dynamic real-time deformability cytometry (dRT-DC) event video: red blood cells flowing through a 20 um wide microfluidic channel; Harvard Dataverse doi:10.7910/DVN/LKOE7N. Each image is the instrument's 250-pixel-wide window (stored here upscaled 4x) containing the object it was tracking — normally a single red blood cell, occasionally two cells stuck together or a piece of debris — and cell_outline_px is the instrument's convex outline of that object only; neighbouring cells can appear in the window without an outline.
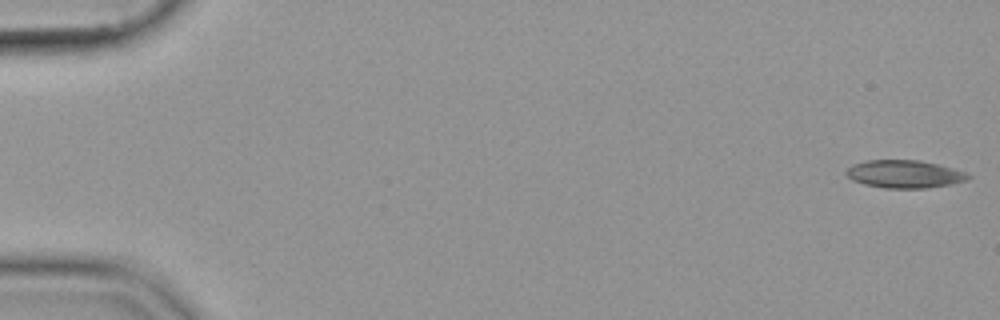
{"species": "common noctule bat (a hibernating species)", "species_latin": "Nyctalus noctula", "temperature_condition": "cold", "stored_images_in_passage": 54, "camera_frame_rate_fps": 3000, "um_per_image_px": 0.085, "animal": {"sex": "female", "body_mass_g": 19.9}, "frame": {"image": 1, "passage_image": 1, "time_ms": 0.0, "image_size_px": [1000, 320], "cell_outline_px": [[972, 176], [968, 180], [948, 184], [924, 188], [884, 188], [864, 184], [852, 180], [844, 172], [848, 168], [856, 164], [868, 160], [920, 160], [952, 168], [964, 172]], "centroid_in_image_um": [76.87, 14.8], "position_along_channel_um": 8.1, "area_um2": 19.48}}
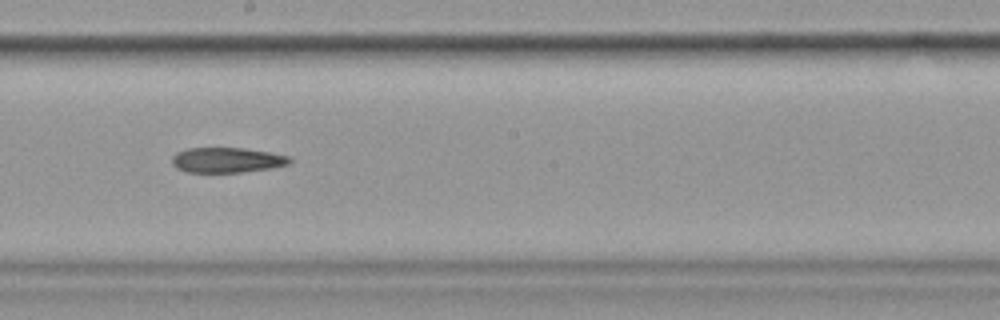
{"frame": {"image": 2, "passage_image": 31, "time_ms": 10.0, "image_size_px": [1000, 320], "cell_outline_px": [[292, 160], [288, 164], [272, 168], [240, 172], [188, 172], [176, 168], [172, 164], [172, 156], [176, 152], [188, 148], [244, 148], [268, 152], [288, 156]], "centroid_in_image_um": [19.26, 13.6], "position_along_channel_um": 228.9, "area_um2": 17.17}}
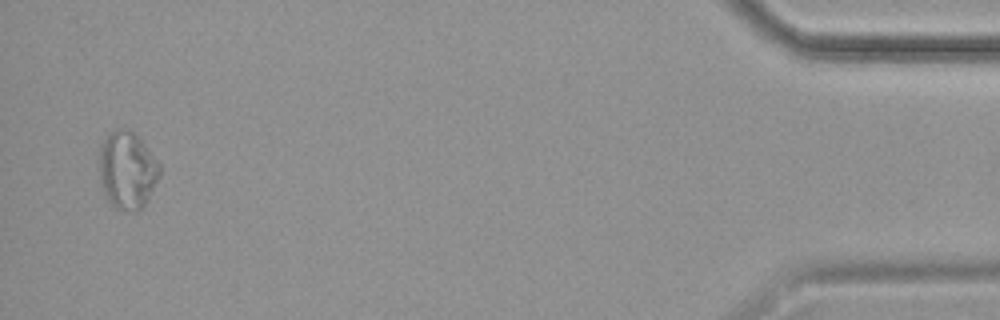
{"frame": {"image": 3, "passage_image": 53, "time_ms": 17.333, "image_size_px": [1000, 320], "cell_outline_px": [[160, 176], [144, 204], [136, 212], [132, 212], [116, 208], [104, 196], [100, 176], [100, 148], [104, 140], [116, 128], [128, 128], [144, 144], [160, 164]], "centroid_in_image_um": [10.82, 14.48], "position_along_channel_um": 424.4, "area_um2": 26.88}}